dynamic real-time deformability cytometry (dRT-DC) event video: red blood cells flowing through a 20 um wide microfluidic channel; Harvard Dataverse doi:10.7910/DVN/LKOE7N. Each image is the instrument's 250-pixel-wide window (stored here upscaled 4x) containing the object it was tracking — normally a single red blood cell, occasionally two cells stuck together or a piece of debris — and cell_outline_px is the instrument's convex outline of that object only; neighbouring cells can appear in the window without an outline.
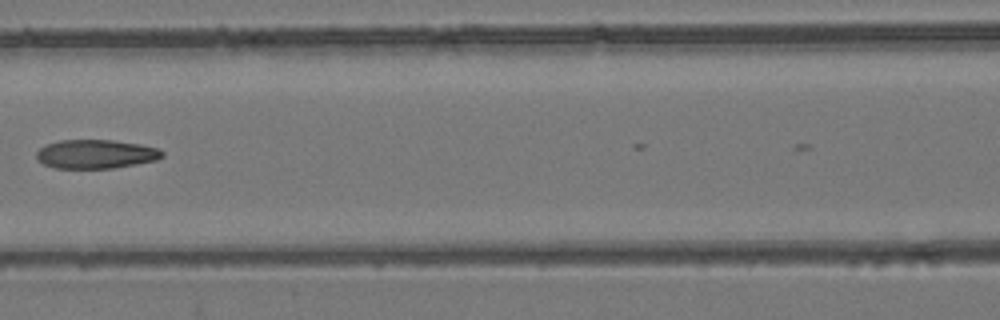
{"species": "common noctule bat (a hibernating species)", "species_latin": "Nyctalus noctula", "temperature_condition": "room temperature", "stored_images_in_passage": 4, "camera_frame_rate_fps": 3000, "um_per_image_px": 0.085, "animal": {"sex": "female", "body_mass_g": 24.6, "forearm_length_mm": 56.2}, "frame": {"image": 1, "passage_image": 4, "time_ms": 1.0, "image_size_px": [1000, 320], "cell_outline_px": [[164, 156], [156, 160], [116, 168], [56, 168], [44, 164], [36, 156], [36, 152], [40, 148], [48, 144], [60, 140], [112, 140], [140, 144], [160, 148], [164, 152]], "centroid_in_image_um": [8.19, 13.09], "position_along_channel_um": 158.4, "area_um2": 21.15}}